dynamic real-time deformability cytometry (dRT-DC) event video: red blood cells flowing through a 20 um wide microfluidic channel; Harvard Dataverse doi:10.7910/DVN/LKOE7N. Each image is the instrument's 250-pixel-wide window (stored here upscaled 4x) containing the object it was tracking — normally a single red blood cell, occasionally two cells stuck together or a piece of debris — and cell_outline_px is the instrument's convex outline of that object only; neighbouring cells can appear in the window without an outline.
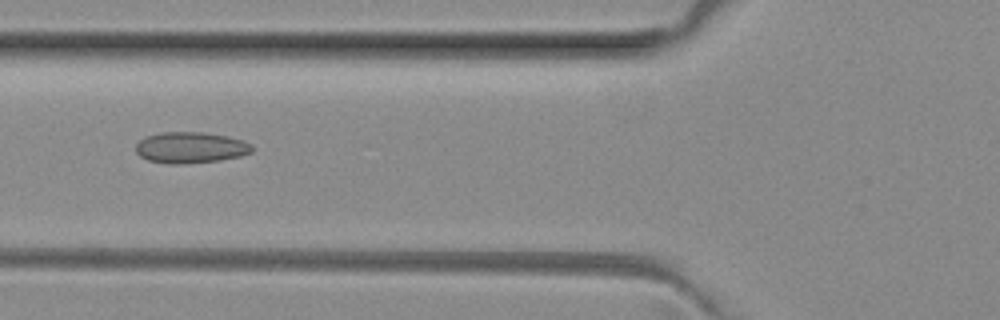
{"species": "common noctule bat (a hibernating species)", "species_latin": "Nyctalus noctula", "temperature_condition": "room temperature", "stored_images_in_passage": 3, "camera_frame_rate_fps": 3000, "um_per_image_px": 0.085, "animal": {"sex": "female", "body_mass_g": 29.2, "forearm_length_mm": 56.3}, "frame": {"image": 1, "passage_image": 3, "time_ms": 0.667, "image_size_px": [1000, 320], "cell_outline_px": [[252, 152], [240, 156], [220, 160], [180, 164], [168, 164], [148, 160], [140, 156], [136, 152], [136, 144], [144, 136], [160, 132], [204, 132], [228, 136], [244, 140], [252, 144]], "centroid_in_image_um": [16.19, 12.53], "position_along_channel_um": 109.6, "area_um2": 21.27}}